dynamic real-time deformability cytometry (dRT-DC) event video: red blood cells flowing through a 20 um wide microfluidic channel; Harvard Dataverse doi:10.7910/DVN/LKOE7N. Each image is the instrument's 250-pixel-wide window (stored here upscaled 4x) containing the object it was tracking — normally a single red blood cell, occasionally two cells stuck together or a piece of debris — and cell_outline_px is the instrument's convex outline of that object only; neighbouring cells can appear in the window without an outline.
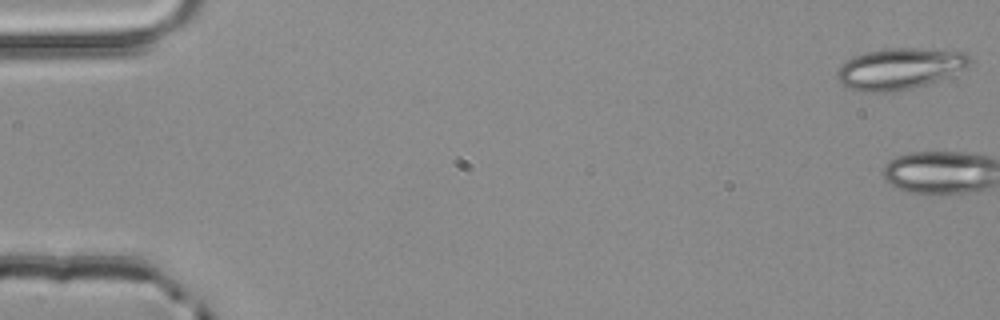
{"species": "common noctule bat (a hibernating species)", "species_latin": "Nyctalus noctula", "temperature_condition": "room temperature", "stored_images_in_passage": 3, "camera_frame_rate_fps": 3000, "um_per_image_px": 0.085, "animal": {"sex": "male", "body_mass_g": 20.4}, "frame": {"image": 1, "passage_image": 1, "time_ms": 0.0, "image_size_px": [1000, 320], "cell_outline_px": [[972, 60], [964, 68], [936, 80], [912, 88], [892, 92], [864, 92], [848, 88], [840, 84], [836, 76], [836, 72], [848, 60], [864, 52], [884, 48], [960, 48], [968, 52], [972, 56]], "centroid_in_image_um": [76.53, 5.8], "position_along_channel_um": 8.5, "area_um2": 32.31}}